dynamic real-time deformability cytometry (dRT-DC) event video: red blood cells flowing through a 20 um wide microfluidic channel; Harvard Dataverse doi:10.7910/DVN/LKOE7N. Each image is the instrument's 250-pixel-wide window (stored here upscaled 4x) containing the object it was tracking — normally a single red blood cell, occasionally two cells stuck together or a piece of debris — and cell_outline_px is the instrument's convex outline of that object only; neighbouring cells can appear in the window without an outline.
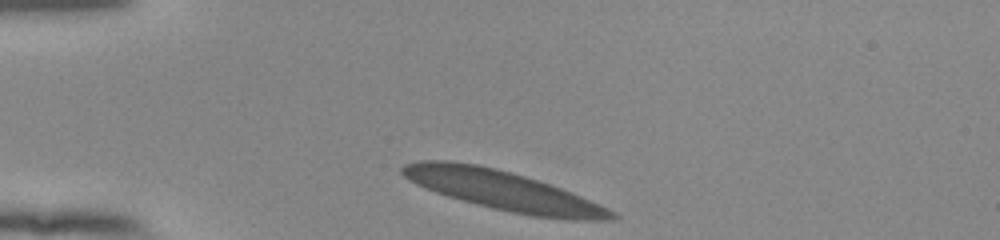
{"species": "human", "species_latin": "Homo sapiens", "temperature_condition": "room temperature", "stored_images_in_passage": 33, "camera_frame_rate_fps": 3000, "um_per_image_px": 0.085, "donor": {"sex": "female"}, "frame": {"image": 1, "passage_image": 1, "time_ms": 0.0, "image_size_px": [1000, 240], "cell_outline_px": [[620, 216], [612, 220], [568, 220], [532, 216], [492, 208], [476, 204], [448, 196], [436, 192], [416, 184], [408, 180], [400, 172], [400, 168], [404, 164], [420, 160], [448, 160], [476, 164], [496, 168], [512, 172], [560, 188], [600, 204], [616, 212]], "centroid_in_image_um": [42.76, 16.2], "position_along_channel_um": 42.2, "area_um2": 47.86}}
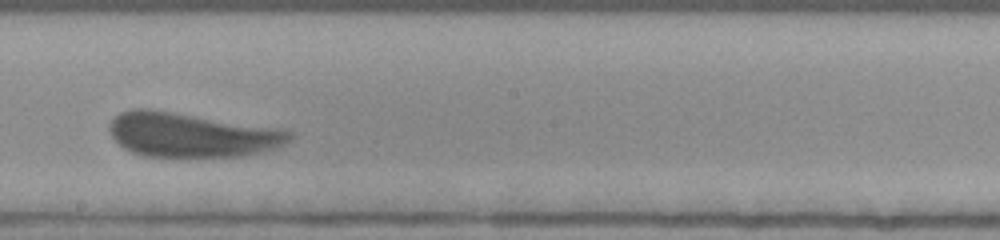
{"frame": {"image": 2, "passage_image": 19, "time_ms": 6.0, "image_size_px": [1000, 240], "cell_outline_px": [[296, 136], [284, 144], [276, 148], [264, 152], [240, 156], [144, 156], [132, 152], [124, 148], [112, 136], [108, 128], [112, 120], [120, 112], [132, 108], [148, 108], [280, 128], [292, 132]], "centroid_in_image_um": [16.3, 11.45], "position_along_channel_um": 231.9, "area_um2": 46.64}}
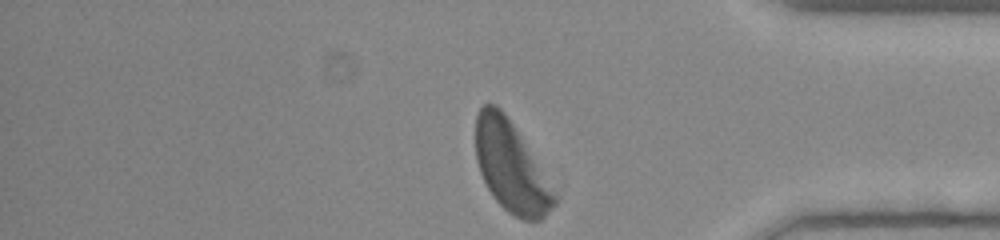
{"frame": {"image": 3, "passage_image": 33, "time_ms": 10.667, "image_size_px": [1000, 240], "cell_outline_px": [[556, 204], [540, 220], [524, 220], [508, 212], [492, 196], [480, 172], [476, 160], [476, 116], [480, 108], [484, 104], [496, 104], [504, 112], [512, 124], [556, 196]], "centroid_in_image_um": [43.38, 14.19], "position_along_channel_um": 391.8, "area_um2": 40.0}, "authors_computed_cell_mechanics": {"area_um2": 46.5868, "velocity_mm_per_s": 3.7628, "shape_relaxation_time_tau1_ms": 2.7586, "shape_relaxation_time_tau2_ms": 0.9288, "deformation_change_tau1": 0.1197, "deformation_change_tau2": 0.0762}}